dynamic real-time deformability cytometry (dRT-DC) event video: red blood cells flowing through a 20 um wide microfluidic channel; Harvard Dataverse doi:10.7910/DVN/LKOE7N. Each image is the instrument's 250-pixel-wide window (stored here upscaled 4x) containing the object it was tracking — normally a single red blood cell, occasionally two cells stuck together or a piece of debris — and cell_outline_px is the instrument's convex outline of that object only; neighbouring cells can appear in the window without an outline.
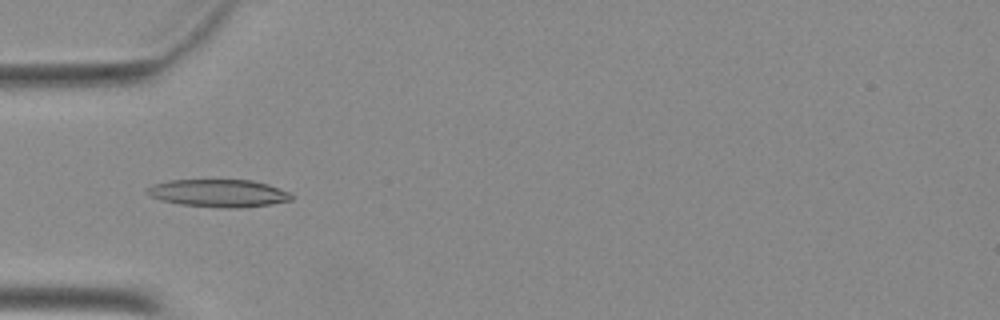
{"species": "Egyptian fruit bat (a non-hibernating species)", "species_latin": "Rousettus aegyptiacus", "temperature_condition": "warm", "stored_images_in_passage": 39, "camera_frame_rate_fps": 3000, "um_per_image_px": 0.085, "animal": {"sex": "female"}, "frame": {"image": 1, "passage_image": 4, "time_ms": 1.0, "image_size_px": [1000, 320], "cell_outline_px": [[292, 200], [272, 204], [236, 208], [228, 208], [180, 204], [160, 200], [152, 196], [148, 192], [148, 188], [152, 184], [168, 180], [252, 180], [268, 184], [288, 192], [292, 196]], "centroid_in_image_um": [18.59, 16.41], "position_along_channel_um": 66.4, "area_um2": 23.0}}
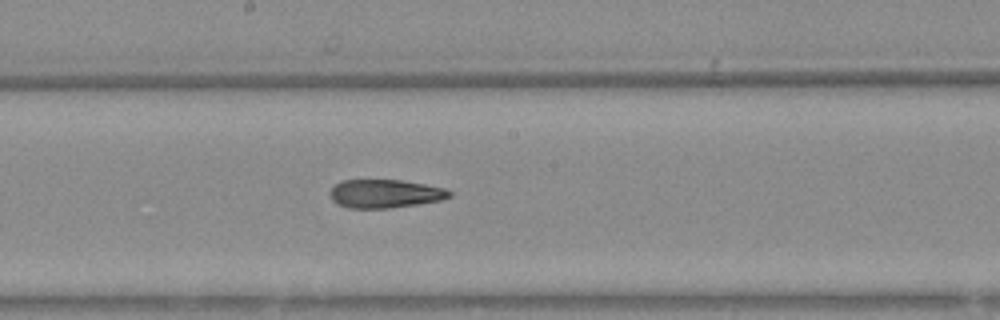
{"frame": {"image": 2, "passage_image": 15, "time_ms": 4.667, "image_size_px": [1000, 320], "cell_outline_px": [[452, 196], [440, 200], [416, 204], [388, 208], [348, 208], [332, 200], [332, 188], [340, 180], [400, 180], [424, 184], [444, 188], [452, 192]], "centroid_in_image_um": [32.75, 16.46], "position_along_channel_um": 215.5, "area_um2": 19.48}}
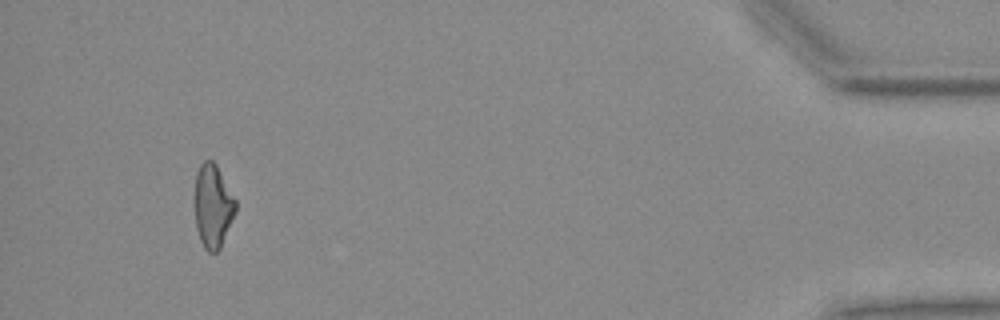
{"frame": {"image": 3, "passage_image": 35, "time_ms": 11.333, "image_size_px": [1000, 320], "cell_outline_px": [[236, 212], [220, 248], [216, 252], [208, 252], [204, 248], [200, 240], [196, 228], [192, 196], [196, 172], [200, 164], [204, 160], [212, 160], [216, 164], [236, 200]], "centroid_in_image_um": [18.05, 17.49], "position_along_channel_um": 417.2, "area_um2": 20.46}}